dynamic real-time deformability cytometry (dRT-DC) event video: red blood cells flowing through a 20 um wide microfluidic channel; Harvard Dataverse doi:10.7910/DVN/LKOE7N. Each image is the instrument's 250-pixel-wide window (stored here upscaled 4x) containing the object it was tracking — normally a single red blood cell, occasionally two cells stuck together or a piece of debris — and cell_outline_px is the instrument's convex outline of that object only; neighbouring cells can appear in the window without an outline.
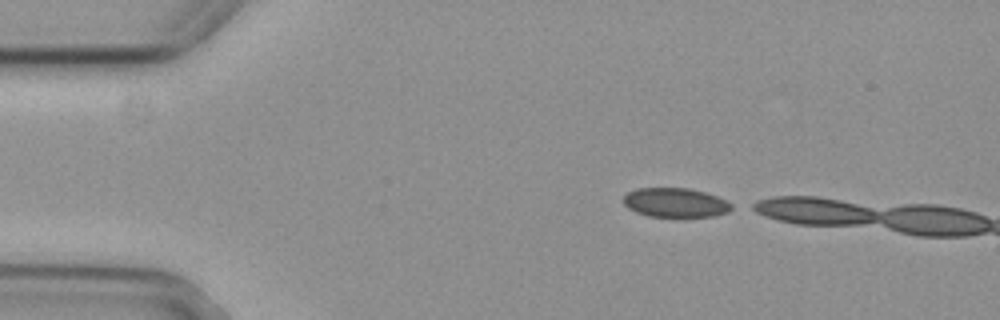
{"species": "common noctule bat (a hibernating species)", "species_latin": "Nyctalus noctula", "temperature_condition": "cold", "stored_images_in_passage": 3, "camera_frame_rate_fps": 3000, "um_per_image_px": 0.085, "animal": {"sex": "female", "body_mass_g": 29.2, "forearm_length_mm": 56.3}, "frame": {"image": 1, "passage_image": 1, "time_ms": 0.0, "image_size_px": [1000, 320], "cell_outline_px": [[736, 208], [728, 212], [716, 216], [648, 216], [636, 212], [628, 208], [624, 204], [624, 196], [628, 192], [636, 188], [688, 188], [704, 192], [716, 196], [732, 204]], "centroid_in_image_um": [57.42, 17.22], "position_along_channel_um": 27.6, "area_um2": 18.38}}